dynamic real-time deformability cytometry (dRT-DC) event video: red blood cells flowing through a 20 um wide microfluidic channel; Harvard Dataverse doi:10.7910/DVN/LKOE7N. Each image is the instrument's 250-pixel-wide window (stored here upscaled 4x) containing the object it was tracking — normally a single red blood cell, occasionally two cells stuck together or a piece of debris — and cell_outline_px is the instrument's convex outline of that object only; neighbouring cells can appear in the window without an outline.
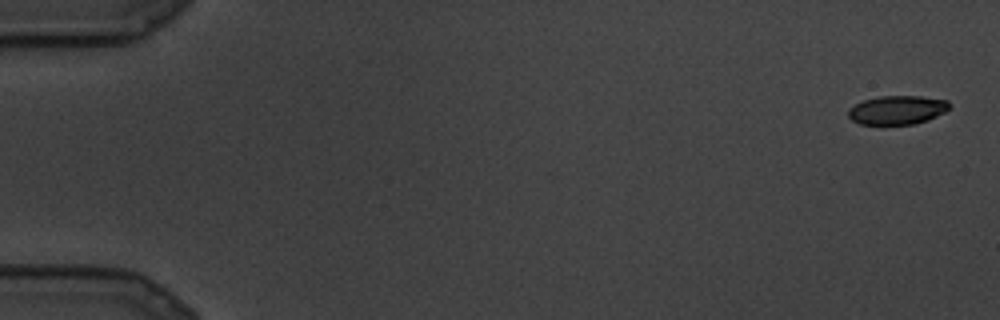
{"species": "common noctule bat (a hibernating species)", "species_latin": "Nyctalus noctula", "temperature_condition": "cold", "stored_images_in_passage": 17, "camera_frame_rate_fps": 3000, "um_per_image_px": 0.085, "animal": {"sex": "male", "body_mass_g": 19.5, "forearm_length_mm": 54.6}, "frame": {"image": 1, "passage_image": 1, "time_ms": 0.0, "image_size_px": [1000, 320], "cell_outline_px": [[948, 108], [944, 112], [928, 120], [912, 124], [860, 124], [852, 120], [848, 116], [848, 108], [864, 100], [880, 96], [920, 96], [948, 100]], "centroid_in_image_um": [76.24, 9.34], "position_along_channel_um": 8.8, "area_um2": 16.82}}